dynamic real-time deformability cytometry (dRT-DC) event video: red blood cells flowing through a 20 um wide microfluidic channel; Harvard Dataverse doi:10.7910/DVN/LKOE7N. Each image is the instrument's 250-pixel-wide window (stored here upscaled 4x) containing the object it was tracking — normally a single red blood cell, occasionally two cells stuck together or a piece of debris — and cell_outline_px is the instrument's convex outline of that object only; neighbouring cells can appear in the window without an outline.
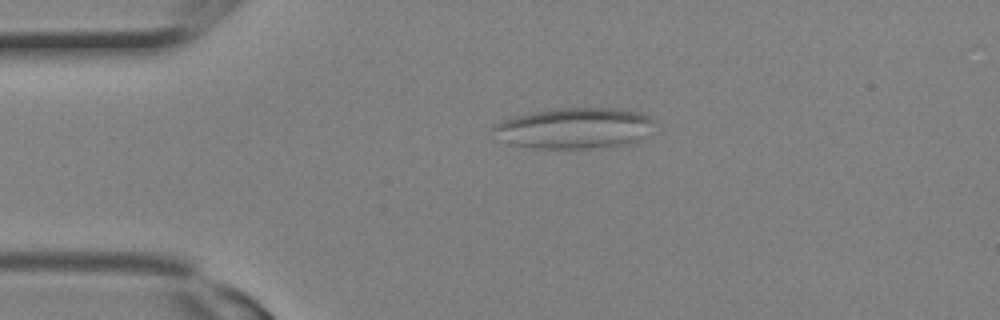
{"species": "Egyptian fruit bat (a non-hibernating species)", "species_latin": "Rousettus aegyptiacus", "temperature_condition": "room temperature", "stored_images_in_passage": 2, "camera_frame_rate_fps": 3000, "um_per_image_px": 0.085, "animal": {"sex": "female"}, "frame": {"image": 1, "passage_image": 2, "time_ms": 0.333, "image_size_px": [1000, 320], "cell_outline_px": [[656, 120], [644, 140], [636, 144], [612, 148], [532, 148], [508, 144], [496, 140], [492, 128], [496, 124], [504, 120], [516, 116], [532, 112], [556, 108], [616, 108], [640, 112], [652, 116]], "centroid_in_image_um": [48.9, 10.92], "position_along_channel_um": 36.1, "area_um2": 39.48}}